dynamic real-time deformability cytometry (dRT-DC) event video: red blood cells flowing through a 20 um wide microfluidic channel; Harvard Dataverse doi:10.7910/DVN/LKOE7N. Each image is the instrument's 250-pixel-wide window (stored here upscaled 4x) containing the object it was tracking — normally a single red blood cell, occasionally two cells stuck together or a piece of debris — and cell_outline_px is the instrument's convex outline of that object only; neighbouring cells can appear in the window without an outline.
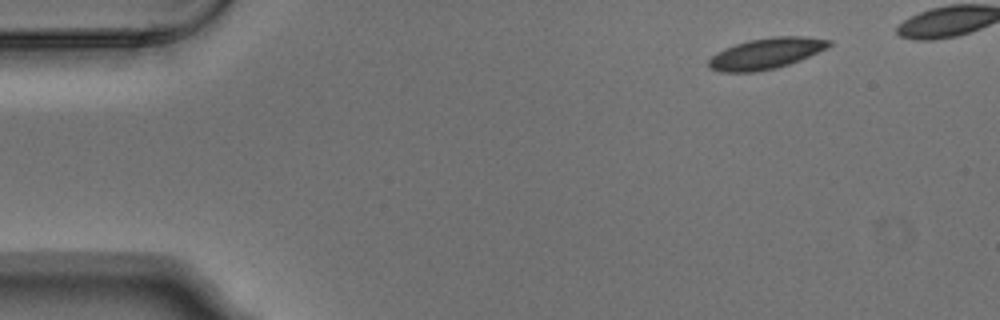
{"species": "Egyptian fruit bat (a non-hibernating species)", "species_latin": "Rousettus aegyptiacus", "temperature_condition": "warm", "stored_images_in_passage": 5, "segment_of_instrument_passage": [2, 2], "camera_frame_rate_fps": 3000, "um_per_image_px": 0.085, "animal": {"sex": "male"}, "frame": {"image": 1, "passage_image": 5, "time_ms": 1.333, "image_size_px": [1000, 320], "cell_outline_px": [[832, 44], [828, 48], [800, 60], [776, 68], [752, 72], [720, 72], [708, 68], [708, 60], [716, 52], [724, 48], [748, 40], [772, 36], [804, 36], [832, 40]], "centroid_in_image_um": [65.11, 4.54], "position_along_channel_um": 19.9, "area_um2": 21.85}}